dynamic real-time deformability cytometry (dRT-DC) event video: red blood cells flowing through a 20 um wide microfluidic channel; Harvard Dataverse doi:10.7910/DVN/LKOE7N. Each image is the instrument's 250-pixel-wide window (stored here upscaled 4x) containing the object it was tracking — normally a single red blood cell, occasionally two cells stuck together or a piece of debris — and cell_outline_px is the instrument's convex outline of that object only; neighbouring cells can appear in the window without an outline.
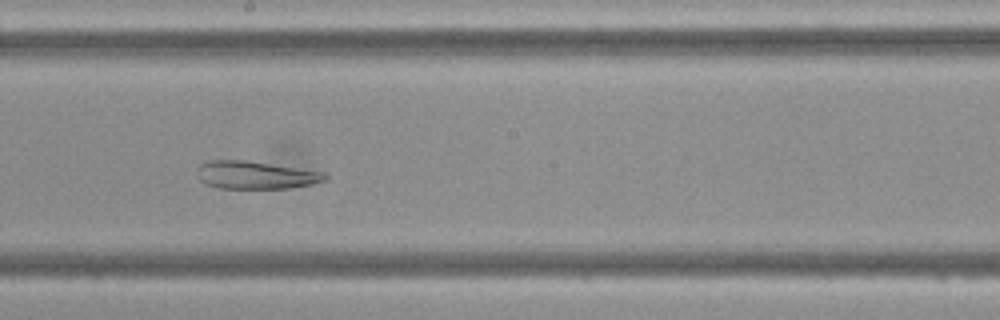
{"species": "Egyptian fruit bat (a non-hibernating species)", "species_latin": "Rousettus aegyptiacus", "temperature_condition": "cold", "stored_images_in_passage": 36, "segment_of_instrument_passage": [1, 2], "camera_frame_rate_fps": 3000, "um_per_image_px": 0.085, "frame": {"image": 1, "passage_image": 13, "time_ms": 4.0, "image_size_px": [1000, 320], "cell_outline_px": [[328, 180], [312, 184], [288, 188], [220, 188], [204, 184], [200, 180], [196, 172], [196, 168], [200, 164], [208, 160], [244, 160], [324, 172], [328, 176]], "centroid_in_image_um": [21.69, 14.88], "position_along_channel_um": 226.5, "area_um2": 20.75}}
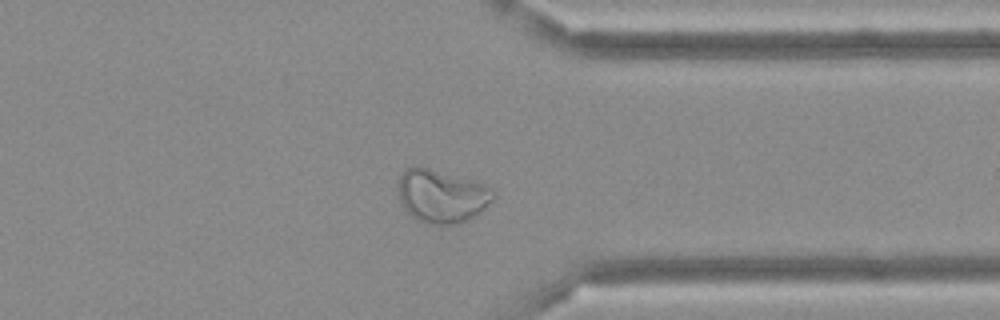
{"frame": {"image": 2, "passage_image": 24, "time_ms": 7.667, "image_size_px": [1000, 320], "cell_outline_px": [[496, 196], [480, 212], [456, 224], [440, 228], [428, 224], [412, 216], [404, 208], [400, 200], [400, 176], [404, 168], [416, 164], [484, 184], [496, 192]], "centroid_in_image_um": [37.53, 16.67], "position_along_channel_um": 373.9, "area_um2": 29.54}}
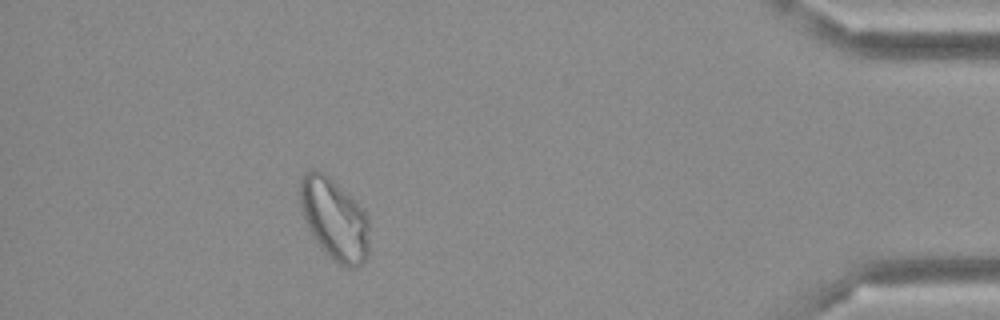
{"frame": {"image": 3, "passage_image": 30, "time_ms": 9.667, "image_size_px": [1000, 320], "cell_outline_px": [[368, 256], [356, 268], [348, 268], [340, 264], [320, 248], [300, 208], [300, 180], [304, 172], [312, 168], [316, 168], [324, 172], [364, 208], [368, 216]], "centroid_in_image_um": [28.43, 18.59], "position_along_channel_um": 406.8, "area_um2": 32.89}}